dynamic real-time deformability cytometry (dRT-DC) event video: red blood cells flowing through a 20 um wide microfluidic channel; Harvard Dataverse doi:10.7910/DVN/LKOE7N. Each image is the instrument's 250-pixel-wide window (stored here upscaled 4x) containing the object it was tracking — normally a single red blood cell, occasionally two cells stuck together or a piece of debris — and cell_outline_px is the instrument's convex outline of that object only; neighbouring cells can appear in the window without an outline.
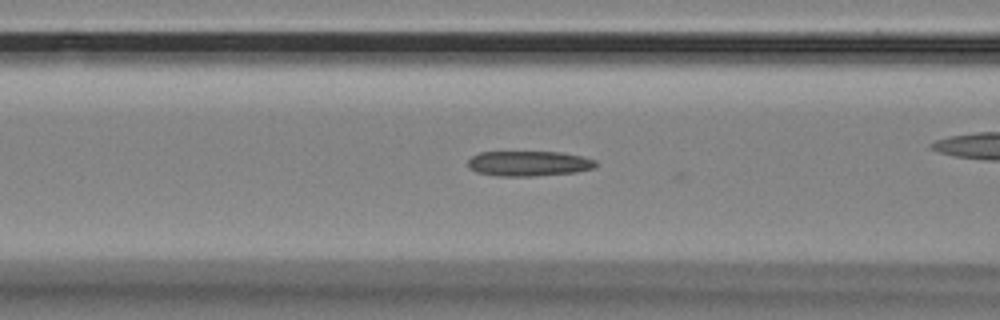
{"species": "Egyptian fruit bat (a non-hibernating species)", "species_latin": "Rousettus aegyptiacus", "temperature_condition": "room temperature", "stored_images_in_passage": 40, "camera_frame_rate_fps": 3000, "um_per_image_px": 0.085, "animal": {"sex": "female"}, "frame": {"image": 1, "passage_image": 16, "time_ms": 5.0, "image_size_px": [1000, 320], "cell_outline_px": [[596, 168], [576, 172], [532, 176], [496, 176], [476, 172], [468, 168], [468, 160], [472, 156], [480, 152], [560, 152], [580, 156], [596, 160]], "centroid_in_image_um": [44.92, 13.9], "position_along_channel_um": 121.7, "area_um2": 18.79}}
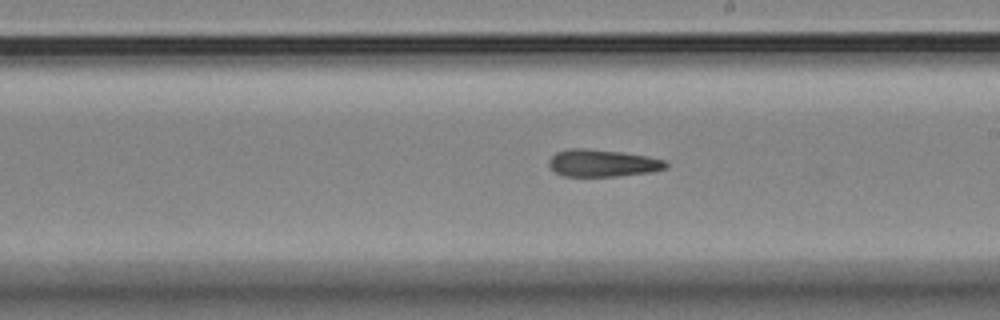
{"frame": {"image": 2, "passage_image": 26, "time_ms": 8.333, "image_size_px": [1000, 320], "cell_outline_px": [[668, 168], [648, 172], [616, 176], [564, 176], [556, 172], [548, 164], [548, 160], [556, 152], [568, 148], [584, 148], [620, 152], [648, 156], [664, 160], [668, 164]], "centroid_in_image_um": [51.2, 13.85], "position_along_channel_um": 237.8, "area_um2": 18.44}}
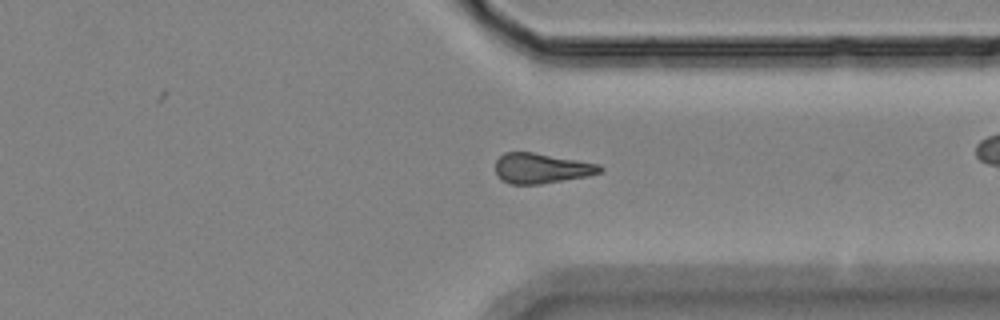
{"frame": {"image": 3, "passage_image": 37, "time_ms": 12.0, "image_size_px": [1000, 320], "cell_outline_px": [[604, 168], [600, 172], [588, 176], [540, 184], [512, 184], [500, 180], [496, 176], [496, 160], [504, 152], [532, 152], [600, 164]], "centroid_in_image_um": [46.0, 14.31], "position_along_channel_um": 365.4, "area_um2": 18.38}, "authors_computed_cell_mechanics": {"area_um2": 18.785, "velocity_mm_per_s": 3.4754, "shape_relaxation_time_tau1_ms": null, "shape_relaxation_time_tau2_ms": 8.0751, "deformation_change_tau1": null, "deformation_change_tau2": 0.18}}